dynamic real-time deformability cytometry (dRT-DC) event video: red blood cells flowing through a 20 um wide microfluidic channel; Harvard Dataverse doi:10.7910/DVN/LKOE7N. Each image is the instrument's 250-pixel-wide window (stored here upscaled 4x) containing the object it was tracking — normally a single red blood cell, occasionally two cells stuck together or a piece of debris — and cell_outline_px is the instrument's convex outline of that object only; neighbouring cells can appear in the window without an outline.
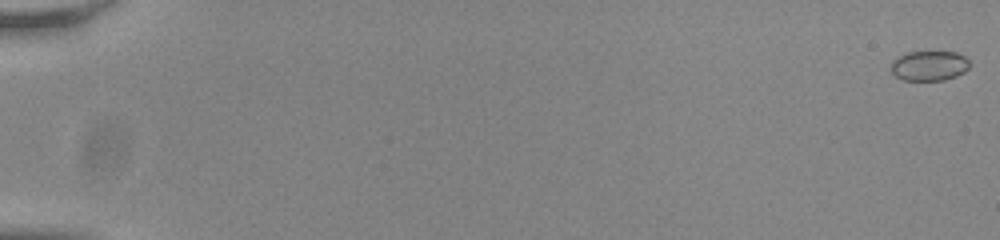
{"species": "common noctule bat (a hibernating species)", "species_latin": "Nyctalus noctula", "temperature_condition": "room temperature", "stored_images_in_passage": 57, "camera_frame_rate_fps": 3000, "um_per_image_px": 0.085, "animal": {"sex": "male", "body_mass_g": 20.0, "forearm_length_mm": 53.3}, "frame": {"image": 1, "passage_image": 1, "time_ms": 0.0, "image_size_px": [1000, 240], "cell_outline_px": [[968, 68], [964, 72], [956, 76], [944, 80], [904, 80], [896, 76], [888, 68], [892, 60], [896, 56], [904, 52], [956, 52], [964, 56], [968, 60]], "centroid_in_image_um": [78.92, 5.58], "position_along_channel_um": 6.1, "area_um2": 13.87}}
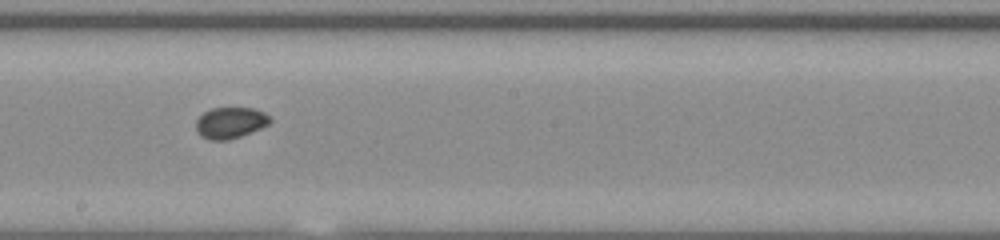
{"frame": {"image": 2, "passage_image": 34, "time_ms": 11.0, "image_size_px": [1000, 240], "cell_outline_px": [[272, 120], [268, 124], [260, 128], [240, 136], [228, 140], [208, 140], [200, 136], [196, 132], [196, 120], [204, 112], [212, 108], [252, 108], [264, 112]], "centroid_in_image_um": [19.54, 10.44], "position_along_channel_um": 228.7, "area_um2": 13.41}}
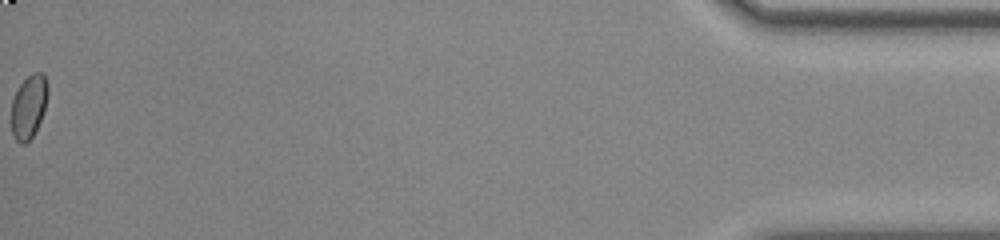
{"frame": {"image": 3, "passage_image": 57, "time_ms": 18.667, "image_size_px": [1000, 240], "cell_outline_px": [[48, 92], [44, 108], [40, 120], [32, 136], [24, 144], [20, 144], [12, 136], [12, 100], [20, 84], [32, 72], [40, 72], [44, 76], [48, 84]], "centroid_in_image_um": [2.43, 9.05], "position_along_channel_um": 432.8, "area_um2": 13.24}, "authors_computed_cell_mechanics": {"area_um2": 13.7564, "velocity_mm_per_s": 3.818, "shape_relaxation_time_tau1_ms": null, "shape_relaxation_time_tau2_ms": 1.0926, "deformation_change_tau1": null, "deformation_change_tau2": 0.0301}}